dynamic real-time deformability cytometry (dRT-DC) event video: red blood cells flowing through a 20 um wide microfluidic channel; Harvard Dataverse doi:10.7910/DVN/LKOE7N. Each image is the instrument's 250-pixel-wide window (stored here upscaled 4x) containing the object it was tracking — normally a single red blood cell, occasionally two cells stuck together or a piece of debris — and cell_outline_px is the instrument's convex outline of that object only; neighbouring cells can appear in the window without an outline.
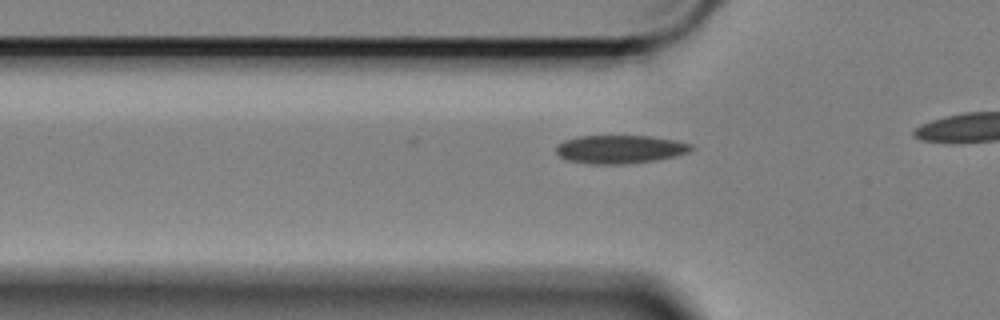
{"species": "Egyptian fruit bat (a non-hibernating species)", "species_latin": "Rousettus aegyptiacus", "temperature_condition": "cold", "stored_images_in_passage": 8, "camera_frame_rate_fps": 3000, "um_per_image_px": 0.085, "animal": {"sex": "female"}, "frame": {"image": 1, "passage_image": 2, "time_ms": 0.333, "image_size_px": [1000, 320], "cell_outline_px": [[696, 148], [688, 152], [676, 156], [656, 160], [624, 164], [592, 164], [568, 160], [560, 156], [556, 152], [556, 148], [564, 140], [576, 136], [652, 136], [676, 140], [692, 144]], "centroid_in_image_um": [52.74, 12.68], "position_along_channel_um": 73.1, "area_um2": 22.37}}
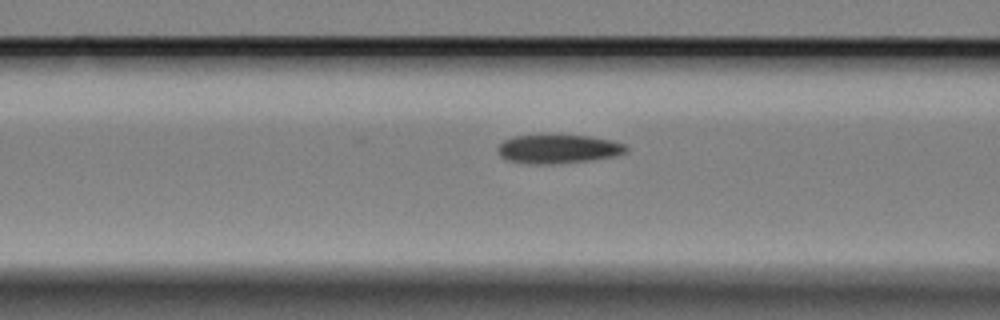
{"frame": {"image": 2, "passage_image": 6, "time_ms": 1.667, "image_size_px": [1000, 320], "cell_outline_px": [[628, 152], [616, 156], [588, 160], [552, 164], [528, 164], [508, 160], [500, 156], [496, 152], [496, 148], [504, 140], [512, 136], [544, 132], [588, 136], [612, 140], [624, 144], [628, 148]], "centroid_in_image_um": [47.39, 12.61], "position_along_channel_um": 119.2, "area_um2": 22.54}}